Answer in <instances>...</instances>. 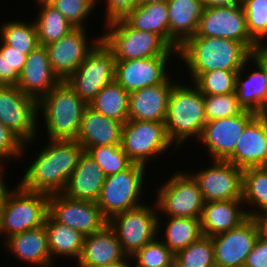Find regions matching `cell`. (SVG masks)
Returning <instances> with one entry per match:
<instances>
[{"label": "cell", "instance_id": "obj_1", "mask_svg": "<svg viewBox=\"0 0 267 267\" xmlns=\"http://www.w3.org/2000/svg\"><path fill=\"white\" fill-rule=\"evenodd\" d=\"M18 183L23 189L47 195L63 193L78 164L83 146L76 140H48Z\"/></svg>", "mask_w": 267, "mask_h": 267}, {"label": "cell", "instance_id": "obj_2", "mask_svg": "<svg viewBox=\"0 0 267 267\" xmlns=\"http://www.w3.org/2000/svg\"><path fill=\"white\" fill-rule=\"evenodd\" d=\"M189 69L194 82L202 73L212 70H240L251 61L253 53L240 42L226 38L193 36L177 51Z\"/></svg>", "mask_w": 267, "mask_h": 267}, {"label": "cell", "instance_id": "obj_3", "mask_svg": "<svg viewBox=\"0 0 267 267\" xmlns=\"http://www.w3.org/2000/svg\"><path fill=\"white\" fill-rule=\"evenodd\" d=\"M187 86L175 83L168 99L164 123L168 138L176 148L193 136L198 140L207 122L204 95L196 85Z\"/></svg>", "mask_w": 267, "mask_h": 267}, {"label": "cell", "instance_id": "obj_4", "mask_svg": "<svg viewBox=\"0 0 267 267\" xmlns=\"http://www.w3.org/2000/svg\"><path fill=\"white\" fill-rule=\"evenodd\" d=\"M87 106L65 80L39 99L48 140H76Z\"/></svg>", "mask_w": 267, "mask_h": 267}, {"label": "cell", "instance_id": "obj_5", "mask_svg": "<svg viewBox=\"0 0 267 267\" xmlns=\"http://www.w3.org/2000/svg\"><path fill=\"white\" fill-rule=\"evenodd\" d=\"M103 43L112 51L115 60H134L154 56H177L159 35L133 29L122 18L106 22Z\"/></svg>", "mask_w": 267, "mask_h": 267}, {"label": "cell", "instance_id": "obj_6", "mask_svg": "<svg viewBox=\"0 0 267 267\" xmlns=\"http://www.w3.org/2000/svg\"><path fill=\"white\" fill-rule=\"evenodd\" d=\"M49 195L23 189L19 184L7 194L0 214L4 239L44 225Z\"/></svg>", "mask_w": 267, "mask_h": 267}, {"label": "cell", "instance_id": "obj_7", "mask_svg": "<svg viewBox=\"0 0 267 267\" xmlns=\"http://www.w3.org/2000/svg\"><path fill=\"white\" fill-rule=\"evenodd\" d=\"M145 169V166L133 163L126 170L106 177L96 203L108 220L117 213L144 205L139 198L145 182Z\"/></svg>", "mask_w": 267, "mask_h": 267}, {"label": "cell", "instance_id": "obj_8", "mask_svg": "<svg viewBox=\"0 0 267 267\" xmlns=\"http://www.w3.org/2000/svg\"><path fill=\"white\" fill-rule=\"evenodd\" d=\"M158 214L156 203L152 208L145 202L135 209L117 213L108 220V225L115 231L127 256H132L159 236V228H162L159 220L162 219Z\"/></svg>", "mask_w": 267, "mask_h": 267}, {"label": "cell", "instance_id": "obj_9", "mask_svg": "<svg viewBox=\"0 0 267 267\" xmlns=\"http://www.w3.org/2000/svg\"><path fill=\"white\" fill-rule=\"evenodd\" d=\"M115 65L112 51L101 40L65 81L89 104L102 88L115 80Z\"/></svg>", "mask_w": 267, "mask_h": 267}, {"label": "cell", "instance_id": "obj_10", "mask_svg": "<svg viewBox=\"0 0 267 267\" xmlns=\"http://www.w3.org/2000/svg\"><path fill=\"white\" fill-rule=\"evenodd\" d=\"M164 122L127 120L122 127L121 146L133 163L146 166L157 154L173 147Z\"/></svg>", "mask_w": 267, "mask_h": 267}, {"label": "cell", "instance_id": "obj_11", "mask_svg": "<svg viewBox=\"0 0 267 267\" xmlns=\"http://www.w3.org/2000/svg\"><path fill=\"white\" fill-rule=\"evenodd\" d=\"M164 183L156 192L158 213L167 214V217H201L204 200L197 182L190 174L175 171Z\"/></svg>", "mask_w": 267, "mask_h": 267}, {"label": "cell", "instance_id": "obj_12", "mask_svg": "<svg viewBox=\"0 0 267 267\" xmlns=\"http://www.w3.org/2000/svg\"><path fill=\"white\" fill-rule=\"evenodd\" d=\"M38 101L16 85H0V121L23 143H31L38 133Z\"/></svg>", "mask_w": 267, "mask_h": 267}, {"label": "cell", "instance_id": "obj_13", "mask_svg": "<svg viewBox=\"0 0 267 267\" xmlns=\"http://www.w3.org/2000/svg\"><path fill=\"white\" fill-rule=\"evenodd\" d=\"M194 36L234 40L243 43L252 53L261 47L249 35L242 5L205 8Z\"/></svg>", "mask_w": 267, "mask_h": 267}, {"label": "cell", "instance_id": "obj_14", "mask_svg": "<svg viewBox=\"0 0 267 267\" xmlns=\"http://www.w3.org/2000/svg\"><path fill=\"white\" fill-rule=\"evenodd\" d=\"M48 214L84 236L100 231L108 224L96 202L75 200L63 193L49 195Z\"/></svg>", "mask_w": 267, "mask_h": 267}, {"label": "cell", "instance_id": "obj_15", "mask_svg": "<svg viewBox=\"0 0 267 267\" xmlns=\"http://www.w3.org/2000/svg\"><path fill=\"white\" fill-rule=\"evenodd\" d=\"M211 167L190 174L197 182L204 202L241 200L243 169L227 160H213Z\"/></svg>", "mask_w": 267, "mask_h": 267}, {"label": "cell", "instance_id": "obj_16", "mask_svg": "<svg viewBox=\"0 0 267 267\" xmlns=\"http://www.w3.org/2000/svg\"><path fill=\"white\" fill-rule=\"evenodd\" d=\"M86 33V27H75L66 36L45 46L51 68L61 81L73 74L101 41V37H96L91 45Z\"/></svg>", "mask_w": 267, "mask_h": 267}, {"label": "cell", "instance_id": "obj_17", "mask_svg": "<svg viewBox=\"0 0 267 267\" xmlns=\"http://www.w3.org/2000/svg\"><path fill=\"white\" fill-rule=\"evenodd\" d=\"M258 238V229L252 217L227 232L211 237L216 267H244Z\"/></svg>", "mask_w": 267, "mask_h": 267}, {"label": "cell", "instance_id": "obj_18", "mask_svg": "<svg viewBox=\"0 0 267 267\" xmlns=\"http://www.w3.org/2000/svg\"><path fill=\"white\" fill-rule=\"evenodd\" d=\"M256 115L245 110L240 115L207 121L198 140L208 148L212 160H226L234 152L246 125Z\"/></svg>", "mask_w": 267, "mask_h": 267}, {"label": "cell", "instance_id": "obj_19", "mask_svg": "<svg viewBox=\"0 0 267 267\" xmlns=\"http://www.w3.org/2000/svg\"><path fill=\"white\" fill-rule=\"evenodd\" d=\"M171 56H154L134 60H116L115 81L128 93L163 83L170 75L167 64Z\"/></svg>", "mask_w": 267, "mask_h": 267}, {"label": "cell", "instance_id": "obj_20", "mask_svg": "<svg viewBox=\"0 0 267 267\" xmlns=\"http://www.w3.org/2000/svg\"><path fill=\"white\" fill-rule=\"evenodd\" d=\"M60 81L51 68L45 46L39 45L27 55V60L16 86L24 94L38 101Z\"/></svg>", "mask_w": 267, "mask_h": 267}, {"label": "cell", "instance_id": "obj_21", "mask_svg": "<svg viewBox=\"0 0 267 267\" xmlns=\"http://www.w3.org/2000/svg\"><path fill=\"white\" fill-rule=\"evenodd\" d=\"M169 78L163 83L129 93V120L165 122L169 95L175 84Z\"/></svg>", "mask_w": 267, "mask_h": 267}, {"label": "cell", "instance_id": "obj_22", "mask_svg": "<svg viewBox=\"0 0 267 267\" xmlns=\"http://www.w3.org/2000/svg\"><path fill=\"white\" fill-rule=\"evenodd\" d=\"M267 152V115L257 114L245 127L234 152L226 159L245 169L258 167Z\"/></svg>", "mask_w": 267, "mask_h": 267}, {"label": "cell", "instance_id": "obj_23", "mask_svg": "<svg viewBox=\"0 0 267 267\" xmlns=\"http://www.w3.org/2000/svg\"><path fill=\"white\" fill-rule=\"evenodd\" d=\"M126 257L115 231L107 224L102 230L85 236L81 256L76 262L78 267H98Z\"/></svg>", "mask_w": 267, "mask_h": 267}, {"label": "cell", "instance_id": "obj_24", "mask_svg": "<svg viewBox=\"0 0 267 267\" xmlns=\"http://www.w3.org/2000/svg\"><path fill=\"white\" fill-rule=\"evenodd\" d=\"M105 179L102 168L84 151L63 194L75 200L97 202Z\"/></svg>", "mask_w": 267, "mask_h": 267}, {"label": "cell", "instance_id": "obj_25", "mask_svg": "<svg viewBox=\"0 0 267 267\" xmlns=\"http://www.w3.org/2000/svg\"><path fill=\"white\" fill-rule=\"evenodd\" d=\"M169 46L174 50L196 34L205 5L201 0H168Z\"/></svg>", "mask_w": 267, "mask_h": 267}, {"label": "cell", "instance_id": "obj_26", "mask_svg": "<svg viewBox=\"0 0 267 267\" xmlns=\"http://www.w3.org/2000/svg\"><path fill=\"white\" fill-rule=\"evenodd\" d=\"M122 127V122L106 117L88 105L76 141L83 146L84 151L94 146L121 145Z\"/></svg>", "mask_w": 267, "mask_h": 267}, {"label": "cell", "instance_id": "obj_27", "mask_svg": "<svg viewBox=\"0 0 267 267\" xmlns=\"http://www.w3.org/2000/svg\"><path fill=\"white\" fill-rule=\"evenodd\" d=\"M3 242L7 249L25 264L30 263L37 267L53 266L45 225L11 235Z\"/></svg>", "mask_w": 267, "mask_h": 267}, {"label": "cell", "instance_id": "obj_28", "mask_svg": "<svg viewBox=\"0 0 267 267\" xmlns=\"http://www.w3.org/2000/svg\"><path fill=\"white\" fill-rule=\"evenodd\" d=\"M241 203L242 199L204 202L200 217L202 234L213 237L239 226L248 218Z\"/></svg>", "mask_w": 267, "mask_h": 267}, {"label": "cell", "instance_id": "obj_29", "mask_svg": "<svg viewBox=\"0 0 267 267\" xmlns=\"http://www.w3.org/2000/svg\"><path fill=\"white\" fill-rule=\"evenodd\" d=\"M255 68L247 75V78H242L244 68L248 63L237 72L235 93L240 105L247 111L256 114H265L267 107V72L265 67L254 57H251Z\"/></svg>", "mask_w": 267, "mask_h": 267}, {"label": "cell", "instance_id": "obj_30", "mask_svg": "<svg viewBox=\"0 0 267 267\" xmlns=\"http://www.w3.org/2000/svg\"><path fill=\"white\" fill-rule=\"evenodd\" d=\"M122 19L133 29L159 35L169 45L167 2L139 3Z\"/></svg>", "mask_w": 267, "mask_h": 267}, {"label": "cell", "instance_id": "obj_31", "mask_svg": "<svg viewBox=\"0 0 267 267\" xmlns=\"http://www.w3.org/2000/svg\"><path fill=\"white\" fill-rule=\"evenodd\" d=\"M44 225L47 230L48 247L53 261L58 256L76 258V260L80 258L85 238L81 232L58 223L49 214L46 215Z\"/></svg>", "mask_w": 267, "mask_h": 267}, {"label": "cell", "instance_id": "obj_32", "mask_svg": "<svg viewBox=\"0 0 267 267\" xmlns=\"http://www.w3.org/2000/svg\"><path fill=\"white\" fill-rule=\"evenodd\" d=\"M128 103L129 93L114 80L102 88L88 105L124 124L128 120Z\"/></svg>", "mask_w": 267, "mask_h": 267}, {"label": "cell", "instance_id": "obj_33", "mask_svg": "<svg viewBox=\"0 0 267 267\" xmlns=\"http://www.w3.org/2000/svg\"><path fill=\"white\" fill-rule=\"evenodd\" d=\"M241 199L243 204L248 203V207L253 208V210L247 209L248 217L267 212V171L260 167L243 169Z\"/></svg>", "mask_w": 267, "mask_h": 267}, {"label": "cell", "instance_id": "obj_34", "mask_svg": "<svg viewBox=\"0 0 267 267\" xmlns=\"http://www.w3.org/2000/svg\"><path fill=\"white\" fill-rule=\"evenodd\" d=\"M41 6V7H40ZM40 11L34 23L37 30L39 45L47 46L66 36L72 29V25L50 3L39 4Z\"/></svg>", "mask_w": 267, "mask_h": 267}, {"label": "cell", "instance_id": "obj_35", "mask_svg": "<svg viewBox=\"0 0 267 267\" xmlns=\"http://www.w3.org/2000/svg\"><path fill=\"white\" fill-rule=\"evenodd\" d=\"M165 225V240L162 242L174 253L185 249L192 242L198 240L203 234L200 218L167 217Z\"/></svg>", "mask_w": 267, "mask_h": 267}, {"label": "cell", "instance_id": "obj_36", "mask_svg": "<svg viewBox=\"0 0 267 267\" xmlns=\"http://www.w3.org/2000/svg\"><path fill=\"white\" fill-rule=\"evenodd\" d=\"M0 35L3 43L18 51H24L26 55L39 46L34 22L33 24L20 20L5 22L0 27Z\"/></svg>", "mask_w": 267, "mask_h": 267}, {"label": "cell", "instance_id": "obj_37", "mask_svg": "<svg viewBox=\"0 0 267 267\" xmlns=\"http://www.w3.org/2000/svg\"><path fill=\"white\" fill-rule=\"evenodd\" d=\"M176 267H216L211 237L202 235L175 254Z\"/></svg>", "mask_w": 267, "mask_h": 267}, {"label": "cell", "instance_id": "obj_38", "mask_svg": "<svg viewBox=\"0 0 267 267\" xmlns=\"http://www.w3.org/2000/svg\"><path fill=\"white\" fill-rule=\"evenodd\" d=\"M86 152L102 168L106 177L124 171L133 164L121 145L94 146Z\"/></svg>", "mask_w": 267, "mask_h": 267}, {"label": "cell", "instance_id": "obj_39", "mask_svg": "<svg viewBox=\"0 0 267 267\" xmlns=\"http://www.w3.org/2000/svg\"><path fill=\"white\" fill-rule=\"evenodd\" d=\"M239 70H212L202 73L194 82L203 95H220L235 92Z\"/></svg>", "mask_w": 267, "mask_h": 267}, {"label": "cell", "instance_id": "obj_40", "mask_svg": "<svg viewBox=\"0 0 267 267\" xmlns=\"http://www.w3.org/2000/svg\"><path fill=\"white\" fill-rule=\"evenodd\" d=\"M242 7L249 35L261 47L267 46V0H244Z\"/></svg>", "mask_w": 267, "mask_h": 267}, {"label": "cell", "instance_id": "obj_41", "mask_svg": "<svg viewBox=\"0 0 267 267\" xmlns=\"http://www.w3.org/2000/svg\"><path fill=\"white\" fill-rule=\"evenodd\" d=\"M156 237L151 242L137 250L131 257L134 267H159L175 263V254Z\"/></svg>", "mask_w": 267, "mask_h": 267}, {"label": "cell", "instance_id": "obj_42", "mask_svg": "<svg viewBox=\"0 0 267 267\" xmlns=\"http://www.w3.org/2000/svg\"><path fill=\"white\" fill-rule=\"evenodd\" d=\"M204 106L207 121L240 115L245 111L240 105L235 92L204 95Z\"/></svg>", "mask_w": 267, "mask_h": 267}, {"label": "cell", "instance_id": "obj_43", "mask_svg": "<svg viewBox=\"0 0 267 267\" xmlns=\"http://www.w3.org/2000/svg\"><path fill=\"white\" fill-rule=\"evenodd\" d=\"M55 7L74 27H83L97 0H52L49 2Z\"/></svg>", "mask_w": 267, "mask_h": 267}, {"label": "cell", "instance_id": "obj_44", "mask_svg": "<svg viewBox=\"0 0 267 267\" xmlns=\"http://www.w3.org/2000/svg\"><path fill=\"white\" fill-rule=\"evenodd\" d=\"M26 145L0 121V166L9 159H20L24 155Z\"/></svg>", "mask_w": 267, "mask_h": 267}, {"label": "cell", "instance_id": "obj_45", "mask_svg": "<svg viewBox=\"0 0 267 267\" xmlns=\"http://www.w3.org/2000/svg\"><path fill=\"white\" fill-rule=\"evenodd\" d=\"M0 53L6 58L8 63L9 85H17L19 75L24 68L27 60V55L24 51H18L14 47H10L3 43L1 40Z\"/></svg>", "mask_w": 267, "mask_h": 267}, {"label": "cell", "instance_id": "obj_46", "mask_svg": "<svg viewBox=\"0 0 267 267\" xmlns=\"http://www.w3.org/2000/svg\"><path fill=\"white\" fill-rule=\"evenodd\" d=\"M106 22L123 18L139 4V0H106Z\"/></svg>", "mask_w": 267, "mask_h": 267}, {"label": "cell", "instance_id": "obj_47", "mask_svg": "<svg viewBox=\"0 0 267 267\" xmlns=\"http://www.w3.org/2000/svg\"><path fill=\"white\" fill-rule=\"evenodd\" d=\"M244 267H267V240L258 236Z\"/></svg>", "mask_w": 267, "mask_h": 267}, {"label": "cell", "instance_id": "obj_48", "mask_svg": "<svg viewBox=\"0 0 267 267\" xmlns=\"http://www.w3.org/2000/svg\"><path fill=\"white\" fill-rule=\"evenodd\" d=\"M252 219L255 221L258 236L264 240H267V212H262L252 216Z\"/></svg>", "mask_w": 267, "mask_h": 267}, {"label": "cell", "instance_id": "obj_49", "mask_svg": "<svg viewBox=\"0 0 267 267\" xmlns=\"http://www.w3.org/2000/svg\"><path fill=\"white\" fill-rule=\"evenodd\" d=\"M208 7H226V6H239L242 5L241 0H201Z\"/></svg>", "mask_w": 267, "mask_h": 267}, {"label": "cell", "instance_id": "obj_50", "mask_svg": "<svg viewBox=\"0 0 267 267\" xmlns=\"http://www.w3.org/2000/svg\"><path fill=\"white\" fill-rule=\"evenodd\" d=\"M5 168V166L3 167L0 166V214L2 212V209H3V204H4V201H5V198L7 196V194L9 193V188L7 187L6 183L4 182V170L3 169Z\"/></svg>", "mask_w": 267, "mask_h": 267}, {"label": "cell", "instance_id": "obj_51", "mask_svg": "<svg viewBox=\"0 0 267 267\" xmlns=\"http://www.w3.org/2000/svg\"><path fill=\"white\" fill-rule=\"evenodd\" d=\"M0 85H9L8 63L0 53Z\"/></svg>", "mask_w": 267, "mask_h": 267}, {"label": "cell", "instance_id": "obj_52", "mask_svg": "<svg viewBox=\"0 0 267 267\" xmlns=\"http://www.w3.org/2000/svg\"><path fill=\"white\" fill-rule=\"evenodd\" d=\"M253 56L265 67L267 72V46L259 47L254 53ZM267 115V107L265 110Z\"/></svg>", "mask_w": 267, "mask_h": 267}, {"label": "cell", "instance_id": "obj_53", "mask_svg": "<svg viewBox=\"0 0 267 267\" xmlns=\"http://www.w3.org/2000/svg\"><path fill=\"white\" fill-rule=\"evenodd\" d=\"M130 259H132V257L127 256L126 258L122 259L119 262L111 263V264H107V265H101L98 267H134L133 264L130 263V261H131Z\"/></svg>", "mask_w": 267, "mask_h": 267}, {"label": "cell", "instance_id": "obj_54", "mask_svg": "<svg viewBox=\"0 0 267 267\" xmlns=\"http://www.w3.org/2000/svg\"><path fill=\"white\" fill-rule=\"evenodd\" d=\"M258 167H260L264 171H267V152L265 154V157H264L262 163Z\"/></svg>", "mask_w": 267, "mask_h": 267}, {"label": "cell", "instance_id": "obj_55", "mask_svg": "<svg viewBox=\"0 0 267 267\" xmlns=\"http://www.w3.org/2000/svg\"><path fill=\"white\" fill-rule=\"evenodd\" d=\"M168 0H139V3L167 2Z\"/></svg>", "mask_w": 267, "mask_h": 267}, {"label": "cell", "instance_id": "obj_56", "mask_svg": "<svg viewBox=\"0 0 267 267\" xmlns=\"http://www.w3.org/2000/svg\"><path fill=\"white\" fill-rule=\"evenodd\" d=\"M35 1H37L38 4H41V3H49L52 0H35Z\"/></svg>", "mask_w": 267, "mask_h": 267}, {"label": "cell", "instance_id": "obj_57", "mask_svg": "<svg viewBox=\"0 0 267 267\" xmlns=\"http://www.w3.org/2000/svg\"><path fill=\"white\" fill-rule=\"evenodd\" d=\"M159 267H176V264H168V265H163V266H159Z\"/></svg>", "mask_w": 267, "mask_h": 267}]
</instances>
